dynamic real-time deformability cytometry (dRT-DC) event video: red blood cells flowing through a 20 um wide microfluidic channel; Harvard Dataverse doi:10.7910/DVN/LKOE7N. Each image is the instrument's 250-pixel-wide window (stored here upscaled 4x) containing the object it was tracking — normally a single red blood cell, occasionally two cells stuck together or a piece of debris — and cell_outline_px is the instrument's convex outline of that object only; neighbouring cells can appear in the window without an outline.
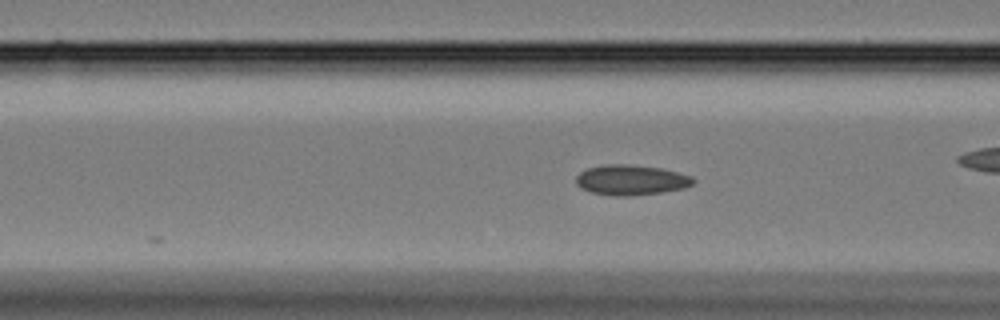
{"species": "Egyptian fruit bat (a non-hibernating species)", "species_latin": "Rousettus aegyptiacus", "temperature_condition": "cold", "stored_images_in_passage": 9, "camera_frame_rate_fps": 3000, "um_per_image_px": 0.085, "animal": {"sex": "female"}, "frame": {"image": 1, "passage_image": 5, "time_ms": 1.333, "image_size_px": [1000, 320], "cell_outline_px": [[696, 180], [692, 184], [684, 188], [660, 192], [628, 196], [612, 196], [592, 192], [580, 188], [576, 184], [576, 176], [580, 172], [588, 168], [604, 164], [628, 164], [660, 168], [692, 176]], "centroid_in_image_um": [53.61, 15.29], "position_along_channel_um": 113.0, "area_um2": 20.58}}
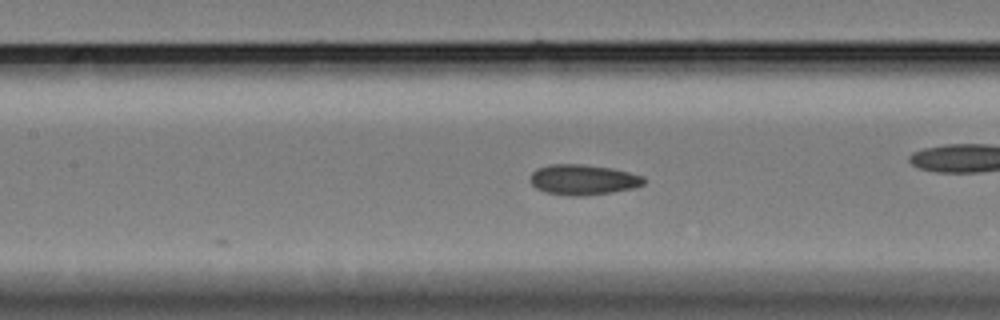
{"frame": {"image": 2, "passage_image": 9, "time_ms": 2.667, "image_size_px": [1000, 320], "cell_outline_px": [[648, 180], [644, 184], [632, 188], [612, 192], [584, 196], [568, 196], [544, 192], [536, 188], [532, 184], [532, 172], [536, 168], [552, 164], [584, 164], [612, 168], [644, 176]], "centroid_in_image_um": [49.59, 15.27], "position_along_channel_um": 157.8, "area_um2": 20.23}}